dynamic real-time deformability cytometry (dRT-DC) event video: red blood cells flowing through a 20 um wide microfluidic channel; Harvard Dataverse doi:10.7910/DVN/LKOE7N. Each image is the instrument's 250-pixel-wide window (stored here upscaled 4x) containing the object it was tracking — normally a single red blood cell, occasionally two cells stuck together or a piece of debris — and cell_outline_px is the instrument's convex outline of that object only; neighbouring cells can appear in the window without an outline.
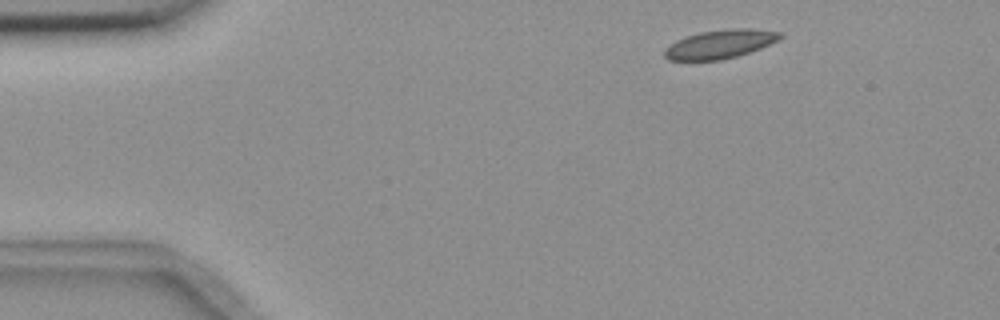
{"species": "common noctule bat (a hibernating species)", "species_latin": "Nyctalus noctula", "temperature_condition": "room temperature", "stored_images_in_passage": 4, "camera_frame_rate_fps": 3000, "um_per_image_px": 0.085, "animal": {"sex": "female", "body_mass_g": 18.4}, "frame": {"image": 1, "passage_image": 1, "time_ms": 0.0, "image_size_px": [1000, 320], "cell_outline_px": [[784, 36], [760, 48], [736, 56], [720, 60], [668, 60], [664, 56], [664, 48], [676, 40], [700, 32], [732, 28], [752, 28], [784, 32]], "centroid_in_image_um": [61.2, 3.74], "position_along_channel_um": 23.8, "area_um2": 19.25}}
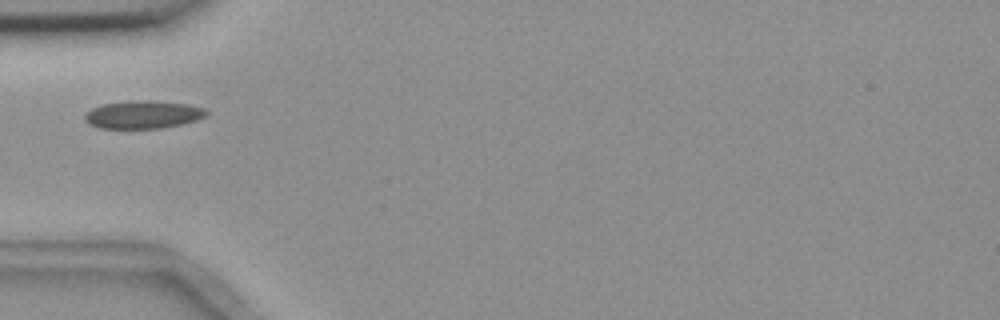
{"frame": {"image": 2, "passage_image": 4, "time_ms": 3.333, "image_size_px": [1000, 320], "cell_outline_px": [[208, 112], [204, 116], [196, 120], [180, 124], [160, 128], [100, 128], [88, 124], [84, 120], [84, 116], [92, 108], [100, 104], [132, 100], [148, 100], [188, 104], [204, 108]], "centroid_in_image_um": [12.12, 9.73], "position_along_channel_um": 72.9, "area_um2": 19.71}}